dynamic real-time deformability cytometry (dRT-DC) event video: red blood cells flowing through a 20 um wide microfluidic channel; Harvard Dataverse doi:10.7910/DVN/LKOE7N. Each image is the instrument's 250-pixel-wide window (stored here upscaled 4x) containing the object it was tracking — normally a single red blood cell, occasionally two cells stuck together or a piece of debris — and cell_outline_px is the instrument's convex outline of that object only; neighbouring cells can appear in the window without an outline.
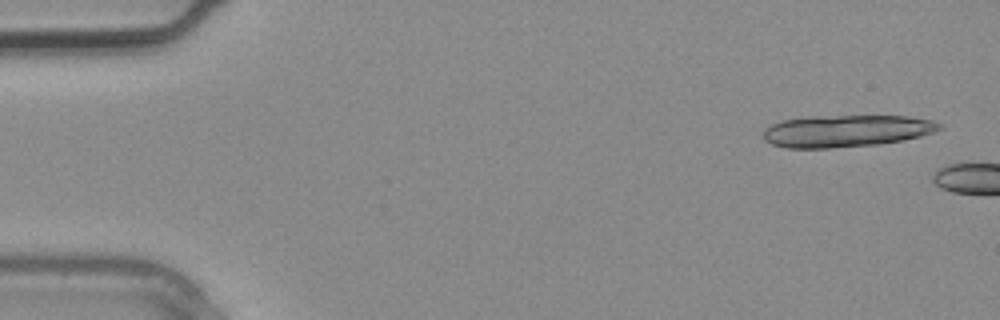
{"species": "common noctule bat (a hibernating species)", "species_latin": "Nyctalus noctula", "temperature_condition": "warm", "stored_images_in_passage": 4, "camera_frame_rate_fps": 3000, "um_per_image_px": 0.085, "animal": {"sex": "male", "body_mass_g": 20.4}, "frame": {"image": 1, "passage_image": 1, "time_ms": 0.0, "image_size_px": [1000, 320], "cell_outline_px": [[944, 128], [920, 136], [904, 140], [880, 144], [828, 148], [788, 148], [772, 144], [764, 140], [764, 128], [780, 120], [808, 116], [912, 116], [932, 120], [944, 124]], "centroid_in_image_um": [71.95, 11.12], "position_along_channel_um": 13.0, "area_um2": 33.18}}